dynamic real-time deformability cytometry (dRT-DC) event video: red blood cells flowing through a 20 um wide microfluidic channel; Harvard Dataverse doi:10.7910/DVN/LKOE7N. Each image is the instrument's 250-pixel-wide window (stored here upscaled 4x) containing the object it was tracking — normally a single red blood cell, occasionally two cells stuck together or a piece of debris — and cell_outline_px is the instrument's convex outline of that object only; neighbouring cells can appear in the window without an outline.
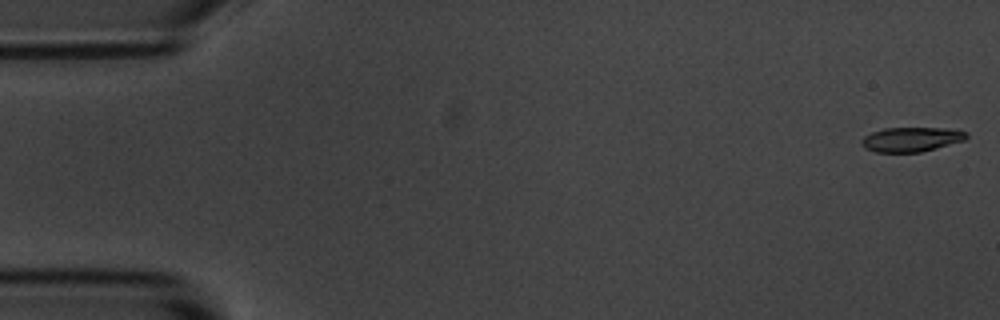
{"species": "common noctule bat (a hibernating species)", "species_latin": "Nyctalus noctula", "temperature_condition": "room temperature", "stored_images_in_passage": 13, "camera_frame_rate_fps": 3000, "um_per_image_px": 0.085, "animal": {"sex": "male", "body_mass_g": 20.1, "forearm_length_mm": 53.5}, "frame": {"image": 1, "passage_image": 1, "time_ms": 0.0, "image_size_px": [1000, 320], "cell_outline_px": [[968, 136], [964, 140], [936, 148], [920, 152], [876, 152], [864, 148], [860, 144], [860, 140], [864, 136], [872, 132], [884, 128], [944, 128], [968, 132]], "centroid_in_image_um": [77.42, 11.85], "position_along_channel_um": 7.6, "area_um2": 14.97}}